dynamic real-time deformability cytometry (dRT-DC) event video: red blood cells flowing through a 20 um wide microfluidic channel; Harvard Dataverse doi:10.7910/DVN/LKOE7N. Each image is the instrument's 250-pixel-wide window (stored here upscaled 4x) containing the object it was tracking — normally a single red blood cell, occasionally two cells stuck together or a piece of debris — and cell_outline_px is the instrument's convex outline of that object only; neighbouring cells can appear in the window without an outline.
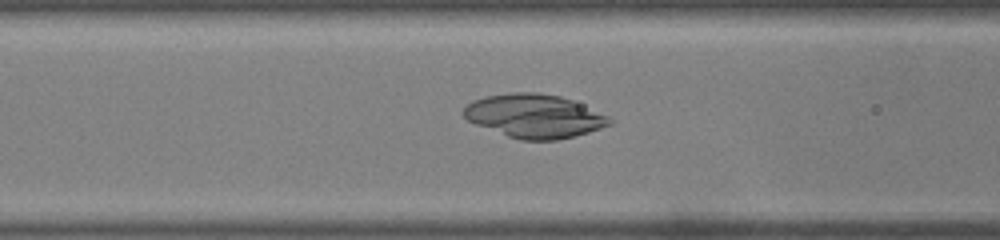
{"species": "common noctule bat (a hibernating species)", "species_latin": "Nyctalus noctula", "temperature_condition": "warm", "stored_images_in_passage": 44, "camera_frame_rate_fps": 3000, "um_per_image_px": 0.085, "animal": {"sex": "male", "body_mass_g": 19.0, "forearm_length_mm": 50.8}, "frame": {"image": 1, "passage_image": 15, "time_ms": 4.667, "image_size_px": [1000, 240], "cell_outline_px": [[612, 124], [588, 132], [556, 140], [520, 140], [508, 136], [476, 124], [468, 120], [464, 116], [464, 108], [472, 100], [484, 96], [512, 92], [536, 92], [560, 96], [572, 100], [608, 116], [612, 120]], "centroid_in_image_um": [45.41, 9.85], "position_along_channel_um": 121.2, "area_um2": 36.76}}
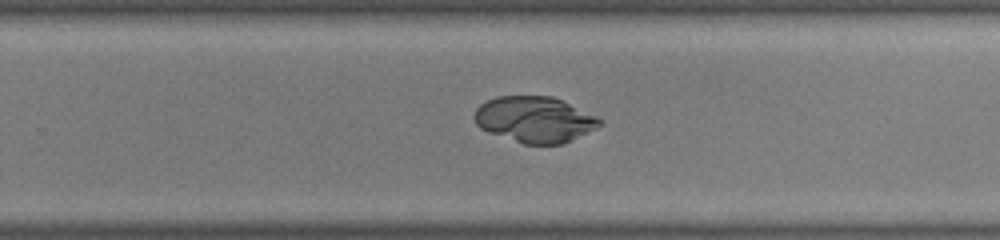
{"frame": {"image": 2, "passage_image": 27, "time_ms": 8.667, "image_size_px": [1000, 240], "cell_outline_px": [[604, 124], [564, 144], [524, 144], [488, 132], [480, 128], [476, 124], [472, 116], [476, 108], [480, 104], [496, 96], [552, 96], [596, 116]], "centroid_in_image_um": [45.41, 10.16], "position_along_channel_um": 284.4, "area_um2": 33.52}}
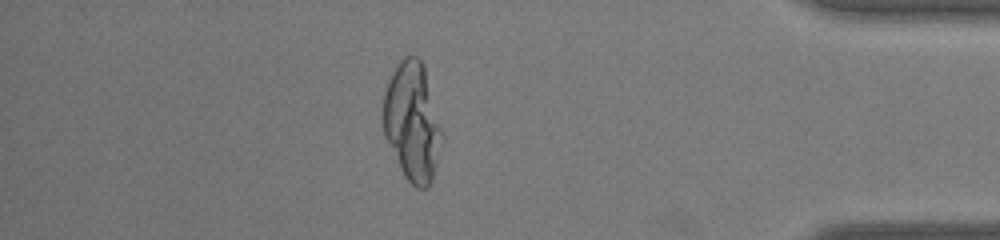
{"frame": {"image": 3, "passage_image": 38, "time_ms": 12.333, "image_size_px": [1000, 240], "cell_outline_px": [[440, 132], [432, 180], [428, 188], [416, 188], [404, 176], [384, 136], [384, 92], [388, 80], [396, 64], [404, 56], [416, 56], [420, 60], [424, 68], [440, 128]], "centroid_in_image_um": [34.98, 10.33], "position_along_channel_um": 400.2, "area_um2": 39.13}}